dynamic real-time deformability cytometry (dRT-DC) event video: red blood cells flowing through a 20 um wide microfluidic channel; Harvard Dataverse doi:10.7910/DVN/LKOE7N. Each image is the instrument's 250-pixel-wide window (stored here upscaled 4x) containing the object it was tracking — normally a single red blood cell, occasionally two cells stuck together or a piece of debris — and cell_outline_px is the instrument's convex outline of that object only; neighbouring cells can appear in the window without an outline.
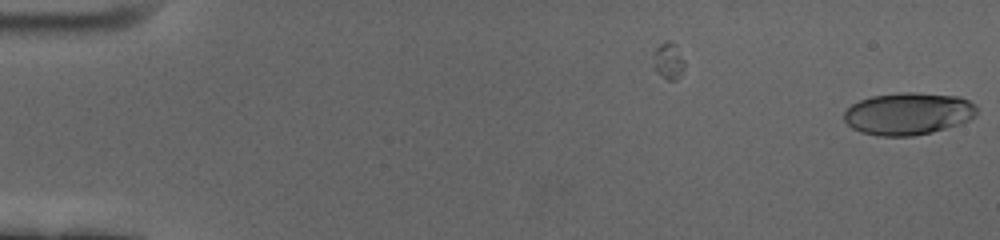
{"species": "human", "species_latin": "Homo sapiens", "temperature_condition": "cold", "stored_images_in_passage": 8, "camera_frame_rate_fps": 3000, "um_per_image_px": 0.085, "donor": {"sex": "female"}, "frame": {"image": 1, "passage_image": 8, "time_ms": 2.333, "image_size_px": [1000, 240], "cell_outline_px": [[976, 116], [960, 124], [932, 132], [912, 136], [876, 136], [860, 132], [852, 128], [844, 120], [844, 112], [852, 104], [860, 100], [872, 96], [900, 92], [916, 92], [960, 96], [976, 104]], "centroid_in_image_um": [77.21, 9.66], "position_along_channel_um": 7.8, "area_um2": 32.95}}